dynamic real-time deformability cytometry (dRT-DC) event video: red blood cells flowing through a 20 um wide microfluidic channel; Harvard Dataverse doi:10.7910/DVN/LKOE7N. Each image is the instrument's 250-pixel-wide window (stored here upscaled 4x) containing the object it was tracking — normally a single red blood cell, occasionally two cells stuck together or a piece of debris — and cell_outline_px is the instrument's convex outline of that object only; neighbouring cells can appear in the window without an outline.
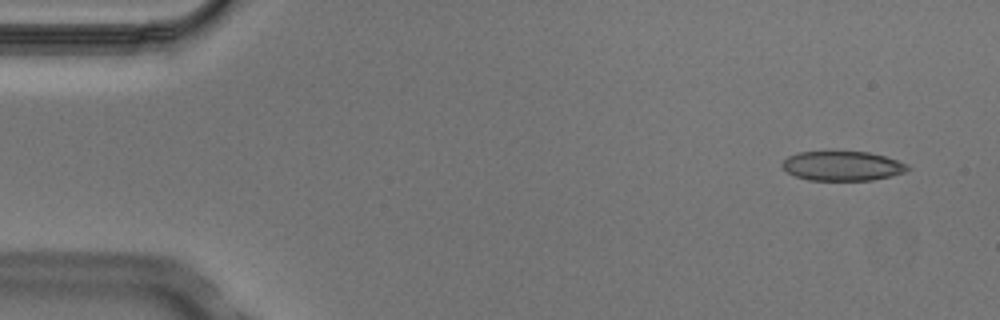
{"species": "Egyptian fruit bat (a non-hibernating species)", "species_latin": "Rousettus aegyptiacus", "temperature_condition": "cold", "stored_images_in_passage": 4, "camera_frame_rate_fps": 3000, "um_per_image_px": 0.085, "animal": {"sex": "male"}, "frame": {"image": 1, "passage_image": 1, "time_ms": 0.0, "image_size_px": [1000, 320], "cell_outline_px": [[912, 168], [904, 172], [892, 176], [872, 180], [808, 180], [796, 176], [788, 172], [780, 164], [788, 156], [800, 152], [868, 152], [884, 156], [908, 164]], "centroid_in_image_um": [71.63, 14.11], "position_along_channel_um": 13.4, "area_um2": 21.44}}
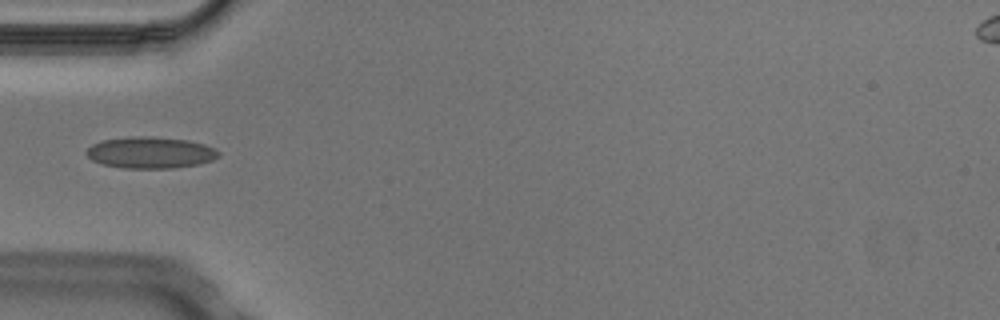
{"frame": {"image": 2, "passage_image": 4, "time_ms": 1.0, "image_size_px": [1000, 320], "cell_outline_px": [[220, 156], [212, 160], [200, 164], [172, 168], [124, 168], [104, 164], [92, 160], [84, 152], [92, 144], [100, 140], [132, 136], [148, 136], [188, 140], [204, 144], [220, 152]], "centroid_in_image_um": [12.77, 12.96], "position_along_channel_um": 72.2, "area_um2": 24.28}}